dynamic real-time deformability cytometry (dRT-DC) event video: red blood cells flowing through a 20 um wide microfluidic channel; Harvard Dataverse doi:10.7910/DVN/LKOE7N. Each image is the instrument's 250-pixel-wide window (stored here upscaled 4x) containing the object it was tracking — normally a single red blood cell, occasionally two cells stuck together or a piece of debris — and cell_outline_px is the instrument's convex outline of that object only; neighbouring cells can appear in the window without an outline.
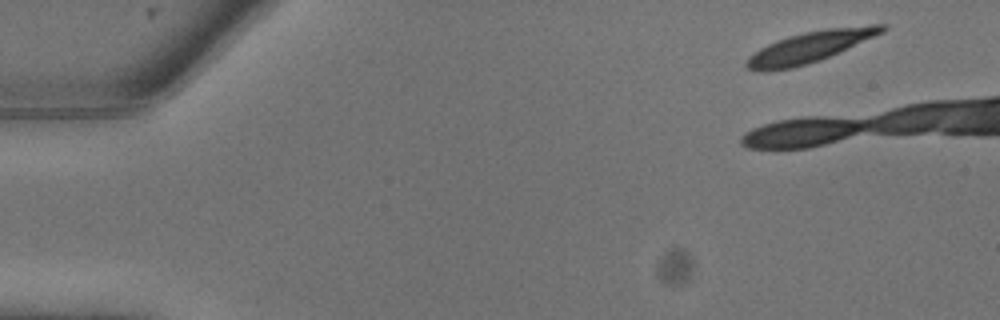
{"species": "common noctule bat (a hibernating species)", "species_latin": "Nyctalus noctula", "temperature_condition": "warm", "stored_images_in_passage": 10, "camera_frame_rate_fps": 3000, "um_per_image_px": 0.085, "animal": {"sex": "male", "body_mass_g": 13.3}, "frame": {"image": 1, "passage_image": 1, "time_ms": 0.0, "image_size_px": [1000, 320], "cell_outline_px": [[888, 28], [884, 32], [820, 60], [808, 64], [792, 68], [764, 72], [760, 72], [748, 68], [744, 64], [744, 60], [748, 56], [760, 48], [776, 40], [788, 36], [804, 32], [828, 28], [872, 24], [884, 24]], "centroid_in_image_um": [68.81, 3.99], "position_along_channel_um": 16.2, "area_um2": 24.57}}